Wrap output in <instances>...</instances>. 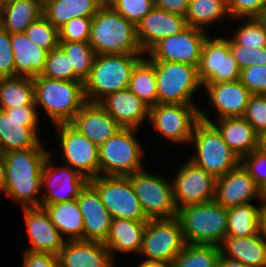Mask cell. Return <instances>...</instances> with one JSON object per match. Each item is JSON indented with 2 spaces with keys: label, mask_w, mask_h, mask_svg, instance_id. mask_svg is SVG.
Listing matches in <instances>:
<instances>
[{
  "label": "cell",
  "mask_w": 266,
  "mask_h": 267,
  "mask_svg": "<svg viewBox=\"0 0 266 267\" xmlns=\"http://www.w3.org/2000/svg\"><path fill=\"white\" fill-rule=\"evenodd\" d=\"M49 153L43 141L34 148L4 153V195L10 196L22 208L41 207L42 169Z\"/></svg>",
  "instance_id": "obj_1"
},
{
  "label": "cell",
  "mask_w": 266,
  "mask_h": 267,
  "mask_svg": "<svg viewBox=\"0 0 266 267\" xmlns=\"http://www.w3.org/2000/svg\"><path fill=\"white\" fill-rule=\"evenodd\" d=\"M89 44L100 54H144L136 26L105 3L92 18Z\"/></svg>",
  "instance_id": "obj_2"
},
{
  "label": "cell",
  "mask_w": 266,
  "mask_h": 267,
  "mask_svg": "<svg viewBox=\"0 0 266 267\" xmlns=\"http://www.w3.org/2000/svg\"><path fill=\"white\" fill-rule=\"evenodd\" d=\"M35 104L54 125L71 123L87 102L83 81H65L38 75L33 79Z\"/></svg>",
  "instance_id": "obj_3"
},
{
  "label": "cell",
  "mask_w": 266,
  "mask_h": 267,
  "mask_svg": "<svg viewBox=\"0 0 266 267\" xmlns=\"http://www.w3.org/2000/svg\"><path fill=\"white\" fill-rule=\"evenodd\" d=\"M145 54L96 55L89 77L84 81L87 102L99 103L107 95L128 88L132 71Z\"/></svg>",
  "instance_id": "obj_4"
},
{
  "label": "cell",
  "mask_w": 266,
  "mask_h": 267,
  "mask_svg": "<svg viewBox=\"0 0 266 267\" xmlns=\"http://www.w3.org/2000/svg\"><path fill=\"white\" fill-rule=\"evenodd\" d=\"M185 243L220 246L227 232V209L215 200L178 209Z\"/></svg>",
  "instance_id": "obj_5"
},
{
  "label": "cell",
  "mask_w": 266,
  "mask_h": 267,
  "mask_svg": "<svg viewBox=\"0 0 266 267\" xmlns=\"http://www.w3.org/2000/svg\"><path fill=\"white\" fill-rule=\"evenodd\" d=\"M189 143L194 144L196 152L189 160L215 178L223 176L241 162L211 123L200 120Z\"/></svg>",
  "instance_id": "obj_6"
},
{
  "label": "cell",
  "mask_w": 266,
  "mask_h": 267,
  "mask_svg": "<svg viewBox=\"0 0 266 267\" xmlns=\"http://www.w3.org/2000/svg\"><path fill=\"white\" fill-rule=\"evenodd\" d=\"M135 128H121L99 146L100 175L128 176L145 169L143 146L136 138Z\"/></svg>",
  "instance_id": "obj_7"
},
{
  "label": "cell",
  "mask_w": 266,
  "mask_h": 267,
  "mask_svg": "<svg viewBox=\"0 0 266 267\" xmlns=\"http://www.w3.org/2000/svg\"><path fill=\"white\" fill-rule=\"evenodd\" d=\"M151 62L156 74L158 103L195 104L193 95L203 86L198 67L179 62Z\"/></svg>",
  "instance_id": "obj_8"
},
{
  "label": "cell",
  "mask_w": 266,
  "mask_h": 267,
  "mask_svg": "<svg viewBox=\"0 0 266 267\" xmlns=\"http://www.w3.org/2000/svg\"><path fill=\"white\" fill-rule=\"evenodd\" d=\"M36 105L18 106L0 110V153L36 147L40 140L38 132L39 112Z\"/></svg>",
  "instance_id": "obj_9"
},
{
  "label": "cell",
  "mask_w": 266,
  "mask_h": 267,
  "mask_svg": "<svg viewBox=\"0 0 266 267\" xmlns=\"http://www.w3.org/2000/svg\"><path fill=\"white\" fill-rule=\"evenodd\" d=\"M143 169L128 175L135 195L148 219L175 218L178 214L173 194L172 180L149 174Z\"/></svg>",
  "instance_id": "obj_10"
},
{
  "label": "cell",
  "mask_w": 266,
  "mask_h": 267,
  "mask_svg": "<svg viewBox=\"0 0 266 267\" xmlns=\"http://www.w3.org/2000/svg\"><path fill=\"white\" fill-rule=\"evenodd\" d=\"M112 219L149 220L127 176L99 175L89 180Z\"/></svg>",
  "instance_id": "obj_11"
},
{
  "label": "cell",
  "mask_w": 266,
  "mask_h": 267,
  "mask_svg": "<svg viewBox=\"0 0 266 267\" xmlns=\"http://www.w3.org/2000/svg\"><path fill=\"white\" fill-rule=\"evenodd\" d=\"M149 122L164 138L173 143H189L200 121L196 104H161L149 107Z\"/></svg>",
  "instance_id": "obj_12"
},
{
  "label": "cell",
  "mask_w": 266,
  "mask_h": 267,
  "mask_svg": "<svg viewBox=\"0 0 266 267\" xmlns=\"http://www.w3.org/2000/svg\"><path fill=\"white\" fill-rule=\"evenodd\" d=\"M181 224L177 217L149 219L143 234L139 255L147 260L172 263L185 246Z\"/></svg>",
  "instance_id": "obj_13"
},
{
  "label": "cell",
  "mask_w": 266,
  "mask_h": 267,
  "mask_svg": "<svg viewBox=\"0 0 266 267\" xmlns=\"http://www.w3.org/2000/svg\"><path fill=\"white\" fill-rule=\"evenodd\" d=\"M241 68L229 48V38L207 36L201 51L198 76L204 83L240 80Z\"/></svg>",
  "instance_id": "obj_14"
},
{
  "label": "cell",
  "mask_w": 266,
  "mask_h": 267,
  "mask_svg": "<svg viewBox=\"0 0 266 267\" xmlns=\"http://www.w3.org/2000/svg\"><path fill=\"white\" fill-rule=\"evenodd\" d=\"M59 133L65 165L77 170L88 180L100 175L99 147L86 138L71 123L55 125Z\"/></svg>",
  "instance_id": "obj_15"
},
{
  "label": "cell",
  "mask_w": 266,
  "mask_h": 267,
  "mask_svg": "<svg viewBox=\"0 0 266 267\" xmlns=\"http://www.w3.org/2000/svg\"><path fill=\"white\" fill-rule=\"evenodd\" d=\"M208 34L187 26L176 35L160 40L146 54L150 61L179 62L198 67L201 51Z\"/></svg>",
  "instance_id": "obj_16"
},
{
  "label": "cell",
  "mask_w": 266,
  "mask_h": 267,
  "mask_svg": "<svg viewBox=\"0 0 266 267\" xmlns=\"http://www.w3.org/2000/svg\"><path fill=\"white\" fill-rule=\"evenodd\" d=\"M172 180L176 207L214 200L216 178L189 159L183 163Z\"/></svg>",
  "instance_id": "obj_17"
},
{
  "label": "cell",
  "mask_w": 266,
  "mask_h": 267,
  "mask_svg": "<svg viewBox=\"0 0 266 267\" xmlns=\"http://www.w3.org/2000/svg\"><path fill=\"white\" fill-rule=\"evenodd\" d=\"M51 154L50 152L47 156L42 169L41 188L47 189V193L42 192L41 204L77 199L89 180L68 165L54 166Z\"/></svg>",
  "instance_id": "obj_18"
},
{
  "label": "cell",
  "mask_w": 266,
  "mask_h": 267,
  "mask_svg": "<svg viewBox=\"0 0 266 267\" xmlns=\"http://www.w3.org/2000/svg\"><path fill=\"white\" fill-rule=\"evenodd\" d=\"M261 196L260 188L241 163L216 178L214 200L225 209L252 203L254 198Z\"/></svg>",
  "instance_id": "obj_19"
},
{
  "label": "cell",
  "mask_w": 266,
  "mask_h": 267,
  "mask_svg": "<svg viewBox=\"0 0 266 267\" xmlns=\"http://www.w3.org/2000/svg\"><path fill=\"white\" fill-rule=\"evenodd\" d=\"M22 210L30 242V246L24 250L58 255L66 238L61 236L45 209L31 207Z\"/></svg>",
  "instance_id": "obj_20"
},
{
  "label": "cell",
  "mask_w": 266,
  "mask_h": 267,
  "mask_svg": "<svg viewBox=\"0 0 266 267\" xmlns=\"http://www.w3.org/2000/svg\"><path fill=\"white\" fill-rule=\"evenodd\" d=\"M186 27L185 17L154 7L136 26L141 51L146 54L160 40L176 35Z\"/></svg>",
  "instance_id": "obj_21"
},
{
  "label": "cell",
  "mask_w": 266,
  "mask_h": 267,
  "mask_svg": "<svg viewBox=\"0 0 266 267\" xmlns=\"http://www.w3.org/2000/svg\"><path fill=\"white\" fill-rule=\"evenodd\" d=\"M211 107L217 111L216 120L243 117L252 93L240 82L204 83Z\"/></svg>",
  "instance_id": "obj_22"
},
{
  "label": "cell",
  "mask_w": 266,
  "mask_h": 267,
  "mask_svg": "<svg viewBox=\"0 0 266 267\" xmlns=\"http://www.w3.org/2000/svg\"><path fill=\"white\" fill-rule=\"evenodd\" d=\"M77 202L84 223V240L104 243L112 221L98 192L88 183L80 192Z\"/></svg>",
  "instance_id": "obj_23"
},
{
  "label": "cell",
  "mask_w": 266,
  "mask_h": 267,
  "mask_svg": "<svg viewBox=\"0 0 266 267\" xmlns=\"http://www.w3.org/2000/svg\"><path fill=\"white\" fill-rule=\"evenodd\" d=\"M61 267H114L109 249L90 240H66L58 254Z\"/></svg>",
  "instance_id": "obj_24"
},
{
  "label": "cell",
  "mask_w": 266,
  "mask_h": 267,
  "mask_svg": "<svg viewBox=\"0 0 266 267\" xmlns=\"http://www.w3.org/2000/svg\"><path fill=\"white\" fill-rule=\"evenodd\" d=\"M71 124L98 147L122 127L99 104L86 102Z\"/></svg>",
  "instance_id": "obj_25"
},
{
  "label": "cell",
  "mask_w": 266,
  "mask_h": 267,
  "mask_svg": "<svg viewBox=\"0 0 266 267\" xmlns=\"http://www.w3.org/2000/svg\"><path fill=\"white\" fill-rule=\"evenodd\" d=\"M99 104L122 128L139 129L149 119V106L129 88L107 95Z\"/></svg>",
  "instance_id": "obj_26"
},
{
  "label": "cell",
  "mask_w": 266,
  "mask_h": 267,
  "mask_svg": "<svg viewBox=\"0 0 266 267\" xmlns=\"http://www.w3.org/2000/svg\"><path fill=\"white\" fill-rule=\"evenodd\" d=\"M200 120L211 123L240 159L258 148V134L244 117H226L216 123L205 110H200Z\"/></svg>",
  "instance_id": "obj_27"
},
{
  "label": "cell",
  "mask_w": 266,
  "mask_h": 267,
  "mask_svg": "<svg viewBox=\"0 0 266 267\" xmlns=\"http://www.w3.org/2000/svg\"><path fill=\"white\" fill-rule=\"evenodd\" d=\"M147 221L112 219L108 236L103 244L109 249L113 260L115 255L113 252L140 253Z\"/></svg>",
  "instance_id": "obj_28"
},
{
  "label": "cell",
  "mask_w": 266,
  "mask_h": 267,
  "mask_svg": "<svg viewBox=\"0 0 266 267\" xmlns=\"http://www.w3.org/2000/svg\"><path fill=\"white\" fill-rule=\"evenodd\" d=\"M219 248L222 256L247 267H266V240L260 232L248 237L226 236Z\"/></svg>",
  "instance_id": "obj_29"
},
{
  "label": "cell",
  "mask_w": 266,
  "mask_h": 267,
  "mask_svg": "<svg viewBox=\"0 0 266 267\" xmlns=\"http://www.w3.org/2000/svg\"><path fill=\"white\" fill-rule=\"evenodd\" d=\"M15 76L36 78L44 69L48 51L40 48L24 32L11 34Z\"/></svg>",
  "instance_id": "obj_30"
},
{
  "label": "cell",
  "mask_w": 266,
  "mask_h": 267,
  "mask_svg": "<svg viewBox=\"0 0 266 267\" xmlns=\"http://www.w3.org/2000/svg\"><path fill=\"white\" fill-rule=\"evenodd\" d=\"M104 0H43V15L57 29L75 17L93 18Z\"/></svg>",
  "instance_id": "obj_31"
},
{
  "label": "cell",
  "mask_w": 266,
  "mask_h": 267,
  "mask_svg": "<svg viewBox=\"0 0 266 267\" xmlns=\"http://www.w3.org/2000/svg\"><path fill=\"white\" fill-rule=\"evenodd\" d=\"M43 15V0H10L2 4L0 27L10 34L25 32Z\"/></svg>",
  "instance_id": "obj_32"
},
{
  "label": "cell",
  "mask_w": 266,
  "mask_h": 267,
  "mask_svg": "<svg viewBox=\"0 0 266 267\" xmlns=\"http://www.w3.org/2000/svg\"><path fill=\"white\" fill-rule=\"evenodd\" d=\"M51 222L66 240H84V223L77 199L54 204H41Z\"/></svg>",
  "instance_id": "obj_33"
},
{
  "label": "cell",
  "mask_w": 266,
  "mask_h": 267,
  "mask_svg": "<svg viewBox=\"0 0 266 267\" xmlns=\"http://www.w3.org/2000/svg\"><path fill=\"white\" fill-rule=\"evenodd\" d=\"M29 105H36L32 78L0 77V110Z\"/></svg>",
  "instance_id": "obj_34"
},
{
  "label": "cell",
  "mask_w": 266,
  "mask_h": 267,
  "mask_svg": "<svg viewBox=\"0 0 266 267\" xmlns=\"http://www.w3.org/2000/svg\"><path fill=\"white\" fill-rule=\"evenodd\" d=\"M226 17L230 18L228 0H189L185 15L187 26L202 30Z\"/></svg>",
  "instance_id": "obj_35"
},
{
  "label": "cell",
  "mask_w": 266,
  "mask_h": 267,
  "mask_svg": "<svg viewBox=\"0 0 266 267\" xmlns=\"http://www.w3.org/2000/svg\"><path fill=\"white\" fill-rule=\"evenodd\" d=\"M128 88L149 107L158 103L154 64L148 58L143 57L136 64Z\"/></svg>",
  "instance_id": "obj_36"
},
{
  "label": "cell",
  "mask_w": 266,
  "mask_h": 267,
  "mask_svg": "<svg viewBox=\"0 0 266 267\" xmlns=\"http://www.w3.org/2000/svg\"><path fill=\"white\" fill-rule=\"evenodd\" d=\"M259 233V206L251 203L227 209L226 236L248 237Z\"/></svg>",
  "instance_id": "obj_37"
},
{
  "label": "cell",
  "mask_w": 266,
  "mask_h": 267,
  "mask_svg": "<svg viewBox=\"0 0 266 267\" xmlns=\"http://www.w3.org/2000/svg\"><path fill=\"white\" fill-rule=\"evenodd\" d=\"M220 256L218 246L186 243L172 262V267H216Z\"/></svg>",
  "instance_id": "obj_38"
},
{
  "label": "cell",
  "mask_w": 266,
  "mask_h": 267,
  "mask_svg": "<svg viewBox=\"0 0 266 267\" xmlns=\"http://www.w3.org/2000/svg\"><path fill=\"white\" fill-rule=\"evenodd\" d=\"M59 47L69 58L74 73L84 82L90 75L97 55L89 42H59Z\"/></svg>",
  "instance_id": "obj_39"
},
{
  "label": "cell",
  "mask_w": 266,
  "mask_h": 267,
  "mask_svg": "<svg viewBox=\"0 0 266 267\" xmlns=\"http://www.w3.org/2000/svg\"><path fill=\"white\" fill-rule=\"evenodd\" d=\"M24 33L29 40L48 52L59 46L58 29L44 15L33 21Z\"/></svg>",
  "instance_id": "obj_40"
},
{
  "label": "cell",
  "mask_w": 266,
  "mask_h": 267,
  "mask_svg": "<svg viewBox=\"0 0 266 267\" xmlns=\"http://www.w3.org/2000/svg\"><path fill=\"white\" fill-rule=\"evenodd\" d=\"M42 76L65 81H82L73 70L69 58L58 46L48 52Z\"/></svg>",
  "instance_id": "obj_41"
},
{
  "label": "cell",
  "mask_w": 266,
  "mask_h": 267,
  "mask_svg": "<svg viewBox=\"0 0 266 267\" xmlns=\"http://www.w3.org/2000/svg\"><path fill=\"white\" fill-rule=\"evenodd\" d=\"M230 38L238 45L251 48L266 47V31L255 18L245 20Z\"/></svg>",
  "instance_id": "obj_42"
},
{
  "label": "cell",
  "mask_w": 266,
  "mask_h": 267,
  "mask_svg": "<svg viewBox=\"0 0 266 267\" xmlns=\"http://www.w3.org/2000/svg\"><path fill=\"white\" fill-rule=\"evenodd\" d=\"M107 3L135 26L154 9L153 0H109Z\"/></svg>",
  "instance_id": "obj_43"
},
{
  "label": "cell",
  "mask_w": 266,
  "mask_h": 267,
  "mask_svg": "<svg viewBox=\"0 0 266 267\" xmlns=\"http://www.w3.org/2000/svg\"><path fill=\"white\" fill-rule=\"evenodd\" d=\"M92 18L75 17L58 29L59 42H89Z\"/></svg>",
  "instance_id": "obj_44"
},
{
  "label": "cell",
  "mask_w": 266,
  "mask_h": 267,
  "mask_svg": "<svg viewBox=\"0 0 266 267\" xmlns=\"http://www.w3.org/2000/svg\"><path fill=\"white\" fill-rule=\"evenodd\" d=\"M240 163L262 191L266 187V151L257 148L242 157Z\"/></svg>",
  "instance_id": "obj_45"
},
{
  "label": "cell",
  "mask_w": 266,
  "mask_h": 267,
  "mask_svg": "<svg viewBox=\"0 0 266 267\" xmlns=\"http://www.w3.org/2000/svg\"><path fill=\"white\" fill-rule=\"evenodd\" d=\"M229 48L241 69L252 65H266V47L251 48L238 45L229 38Z\"/></svg>",
  "instance_id": "obj_46"
},
{
  "label": "cell",
  "mask_w": 266,
  "mask_h": 267,
  "mask_svg": "<svg viewBox=\"0 0 266 267\" xmlns=\"http://www.w3.org/2000/svg\"><path fill=\"white\" fill-rule=\"evenodd\" d=\"M257 134L266 129V95H252L243 116Z\"/></svg>",
  "instance_id": "obj_47"
},
{
  "label": "cell",
  "mask_w": 266,
  "mask_h": 267,
  "mask_svg": "<svg viewBox=\"0 0 266 267\" xmlns=\"http://www.w3.org/2000/svg\"><path fill=\"white\" fill-rule=\"evenodd\" d=\"M240 82L252 95H266V65H252L241 69Z\"/></svg>",
  "instance_id": "obj_48"
},
{
  "label": "cell",
  "mask_w": 266,
  "mask_h": 267,
  "mask_svg": "<svg viewBox=\"0 0 266 267\" xmlns=\"http://www.w3.org/2000/svg\"><path fill=\"white\" fill-rule=\"evenodd\" d=\"M265 5L266 0H228L230 19L255 18Z\"/></svg>",
  "instance_id": "obj_49"
},
{
  "label": "cell",
  "mask_w": 266,
  "mask_h": 267,
  "mask_svg": "<svg viewBox=\"0 0 266 267\" xmlns=\"http://www.w3.org/2000/svg\"><path fill=\"white\" fill-rule=\"evenodd\" d=\"M15 76L11 34L0 27V77Z\"/></svg>",
  "instance_id": "obj_50"
},
{
  "label": "cell",
  "mask_w": 266,
  "mask_h": 267,
  "mask_svg": "<svg viewBox=\"0 0 266 267\" xmlns=\"http://www.w3.org/2000/svg\"><path fill=\"white\" fill-rule=\"evenodd\" d=\"M22 265L23 267H61L58 255L25 250Z\"/></svg>",
  "instance_id": "obj_51"
},
{
  "label": "cell",
  "mask_w": 266,
  "mask_h": 267,
  "mask_svg": "<svg viewBox=\"0 0 266 267\" xmlns=\"http://www.w3.org/2000/svg\"><path fill=\"white\" fill-rule=\"evenodd\" d=\"M154 7L183 17L187 14L189 0H153Z\"/></svg>",
  "instance_id": "obj_52"
},
{
  "label": "cell",
  "mask_w": 266,
  "mask_h": 267,
  "mask_svg": "<svg viewBox=\"0 0 266 267\" xmlns=\"http://www.w3.org/2000/svg\"><path fill=\"white\" fill-rule=\"evenodd\" d=\"M259 204V232L266 240V199L261 196Z\"/></svg>",
  "instance_id": "obj_53"
},
{
  "label": "cell",
  "mask_w": 266,
  "mask_h": 267,
  "mask_svg": "<svg viewBox=\"0 0 266 267\" xmlns=\"http://www.w3.org/2000/svg\"><path fill=\"white\" fill-rule=\"evenodd\" d=\"M216 267H247L238 260L220 256Z\"/></svg>",
  "instance_id": "obj_54"
},
{
  "label": "cell",
  "mask_w": 266,
  "mask_h": 267,
  "mask_svg": "<svg viewBox=\"0 0 266 267\" xmlns=\"http://www.w3.org/2000/svg\"><path fill=\"white\" fill-rule=\"evenodd\" d=\"M5 183H6V169L4 162V155L0 153V193L5 191Z\"/></svg>",
  "instance_id": "obj_55"
},
{
  "label": "cell",
  "mask_w": 266,
  "mask_h": 267,
  "mask_svg": "<svg viewBox=\"0 0 266 267\" xmlns=\"http://www.w3.org/2000/svg\"><path fill=\"white\" fill-rule=\"evenodd\" d=\"M138 267H172V263L158 260H145Z\"/></svg>",
  "instance_id": "obj_56"
},
{
  "label": "cell",
  "mask_w": 266,
  "mask_h": 267,
  "mask_svg": "<svg viewBox=\"0 0 266 267\" xmlns=\"http://www.w3.org/2000/svg\"><path fill=\"white\" fill-rule=\"evenodd\" d=\"M258 23L262 26V28L266 31V5L260 11V13L255 17Z\"/></svg>",
  "instance_id": "obj_57"
},
{
  "label": "cell",
  "mask_w": 266,
  "mask_h": 267,
  "mask_svg": "<svg viewBox=\"0 0 266 267\" xmlns=\"http://www.w3.org/2000/svg\"><path fill=\"white\" fill-rule=\"evenodd\" d=\"M258 148L266 151V129L258 134Z\"/></svg>",
  "instance_id": "obj_58"
},
{
  "label": "cell",
  "mask_w": 266,
  "mask_h": 267,
  "mask_svg": "<svg viewBox=\"0 0 266 267\" xmlns=\"http://www.w3.org/2000/svg\"><path fill=\"white\" fill-rule=\"evenodd\" d=\"M261 195L263 198L266 199V187H264L263 190L261 191Z\"/></svg>",
  "instance_id": "obj_59"
},
{
  "label": "cell",
  "mask_w": 266,
  "mask_h": 267,
  "mask_svg": "<svg viewBox=\"0 0 266 267\" xmlns=\"http://www.w3.org/2000/svg\"><path fill=\"white\" fill-rule=\"evenodd\" d=\"M0 1L3 4V3L7 2V1H10V0H0Z\"/></svg>",
  "instance_id": "obj_60"
}]
</instances>
